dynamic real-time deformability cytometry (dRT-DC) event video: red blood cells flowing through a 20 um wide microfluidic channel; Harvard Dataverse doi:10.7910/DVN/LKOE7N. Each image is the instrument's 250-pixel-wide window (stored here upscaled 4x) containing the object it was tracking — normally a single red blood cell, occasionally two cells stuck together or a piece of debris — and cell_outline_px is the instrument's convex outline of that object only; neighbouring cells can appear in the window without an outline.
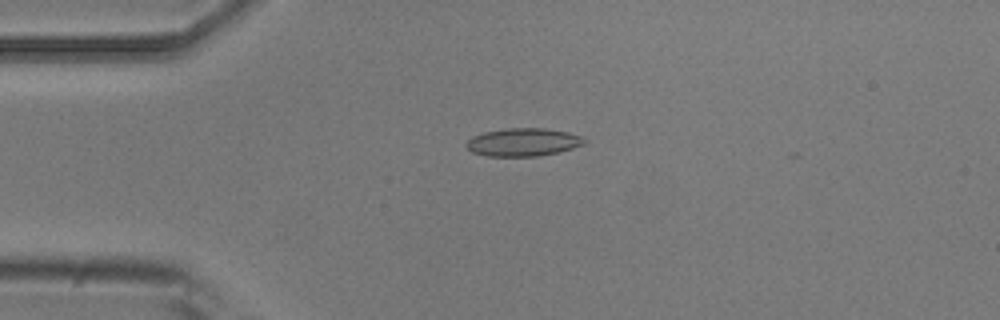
{"species": "common noctule bat (a hibernating species)", "species_latin": "Nyctalus noctula", "temperature_condition": "room temperature", "stored_images_in_passage": 51, "camera_frame_rate_fps": 3000, "um_per_image_px": 0.085, "animal": {"sex": "male", "body_mass_g": 20.5, "forearm_length_mm": 52.5}, "frame": {"image": 1, "passage_image": 12, "time_ms": 3.667, "image_size_px": [1000, 320], "cell_outline_px": [[588, 140], [584, 144], [560, 152], [536, 156], [488, 156], [472, 152], [464, 144], [472, 136], [484, 132], [508, 128], [544, 128], [568, 132], [580, 136]], "centroid_in_image_um": [44.47, 12.08], "position_along_channel_um": 40.5, "area_um2": 19.25}}
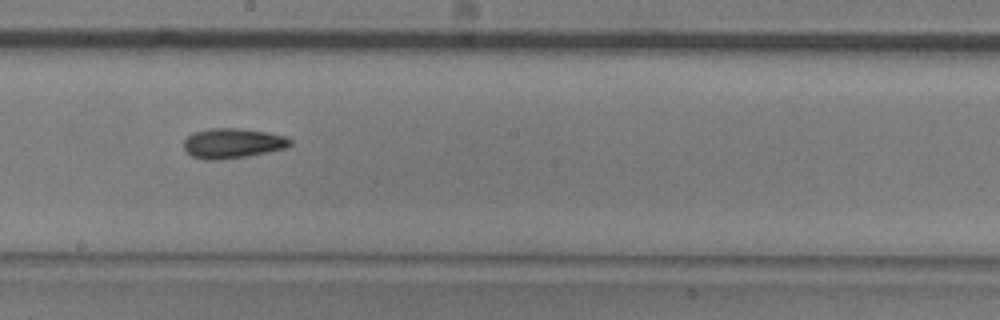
{"frame": {"image": 2, "passage_image": 28, "time_ms": 9.0, "image_size_px": [1000, 320], "cell_outline_px": [[292, 144], [284, 148], [268, 152], [244, 156], [216, 160], [204, 160], [192, 156], [184, 148], [184, 140], [192, 132], [208, 128], [236, 128], [268, 132], [288, 136], [292, 140]], "centroid_in_image_um": [19.77, 12.16], "position_along_channel_um": 228.4, "area_um2": 18.61}}
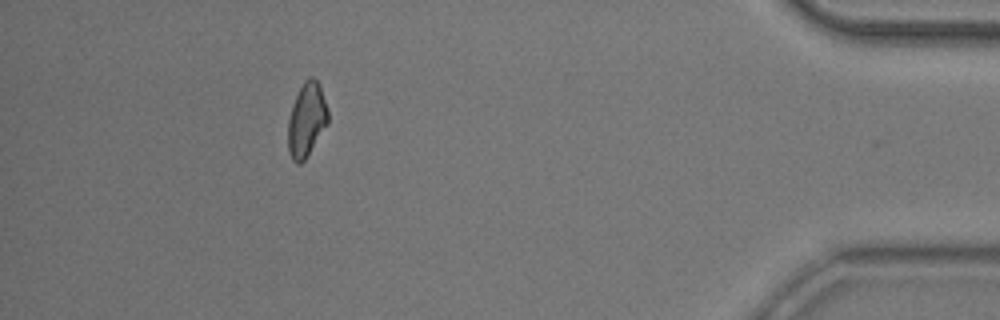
{"frame": {"image": 3, "passage_image": 46, "time_ms": 15.0, "image_size_px": [1000, 320], "cell_outline_px": [[328, 124], [304, 160], [300, 164], [296, 164], [292, 160], [288, 152], [288, 120], [292, 104], [304, 80], [308, 76], [312, 76], [320, 84], [328, 112]], "centroid_in_image_um": [26.05, 10.18], "position_along_channel_um": 409.1, "area_um2": 17.28}, "authors_computed_cell_mechanics": {"area_um2": 17.9758, "velocity_mm_per_s": 3.9422, "shape_relaxation_time_tau1_ms": 6.6451, "shape_relaxation_time_tau2_ms": 4.9523, "deformation_change_tau1": 0.1479, "deformation_change_tau2": 0.125}}